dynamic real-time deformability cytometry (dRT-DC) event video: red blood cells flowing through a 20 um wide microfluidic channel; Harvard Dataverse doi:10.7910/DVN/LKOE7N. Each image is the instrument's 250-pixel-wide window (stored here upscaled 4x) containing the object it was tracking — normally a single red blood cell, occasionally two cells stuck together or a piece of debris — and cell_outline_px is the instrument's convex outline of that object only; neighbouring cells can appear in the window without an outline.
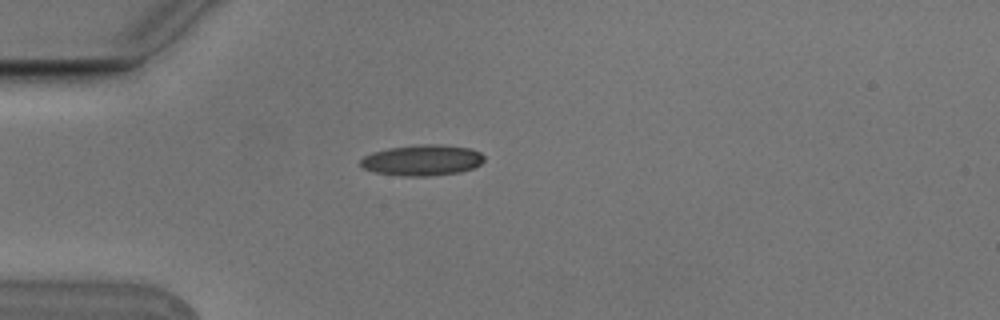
{"species": "Egyptian fruit bat (a non-hibernating species)", "species_latin": "Rousettus aegyptiacus", "temperature_condition": "cold", "stored_images_in_passage": 2, "camera_frame_rate_fps": 3000, "um_per_image_px": 0.085, "animal": {"sex": "male"}, "frame": {"image": 1, "passage_image": 2, "time_ms": 0.333, "image_size_px": [1000, 320], "cell_outline_px": [[484, 160], [480, 164], [472, 168], [460, 172], [428, 176], [404, 176], [376, 172], [364, 168], [360, 164], [360, 160], [364, 156], [372, 152], [388, 148], [420, 144], [440, 144], [468, 148], [480, 152], [484, 156]], "centroid_in_image_um": [35.89, 13.61], "position_along_channel_um": 49.1, "area_um2": 22.14}}